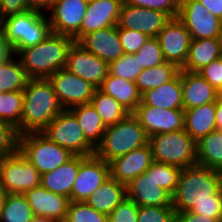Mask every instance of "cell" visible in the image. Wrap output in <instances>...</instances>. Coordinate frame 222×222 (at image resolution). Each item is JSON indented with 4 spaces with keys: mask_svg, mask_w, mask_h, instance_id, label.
<instances>
[{
    "mask_svg": "<svg viewBox=\"0 0 222 222\" xmlns=\"http://www.w3.org/2000/svg\"><path fill=\"white\" fill-rule=\"evenodd\" d=\"M63 110L48 79H29L23 89L20 135L41 132Z\"/></svg>",
    "mask_w": 222,
    "mask_h": 222,
    "instance_id": "1",
    "label": "cell"
},
{
    "mask_svg": "<svg viewBox=\"0 0 222 222\" xmlns=\"http://www.w3.org/2000/svg\"><path fill=\"white\" fill-rule=\"evenodd\" d=\"M221 187L222 172L198 164L183 168L172 195L175 213L189 212L201 202L214 201Z\"/></svg>",
    "mask_w": 222,
    "mask_h": 222,
    "instance_id": "2",
    "label": "cell"
},
{
    "mask_svg": "<svg viewBox=\"0 0 222 222\" xmlns=\"http://www.w3.org/2000/svg\"><path fill=\"white\" fill-rule=\"evenodd\" d=\"M71 36L51 32L42 42L18 50L20 63L30 79H48L66 64L69 48L73 45Z\"/></svg>",
    "mask_w": 222,
    "mask_h": 222,
    "instance_id": "3",
    "label": "cell"
},
{
    "mask_svg": "<svg viewBox=\"0 0 222 222\" xmlns=\"http://www.w3.org/2000/svg\"><path fill=\"white\" fill-rule=\"evenodd\" d=\"M149 137L139 120L130 113L116 124L107 126L95 155L107 163L148 144Z\"/></svg>",
    "mask_w": 222,
    "mask_h": 222,
    "instance_id": "4",
    "label": "cell"
},
{
    "mask_svg": "<svg viewBox=\"0 0 222 222\" xmlns=\"http://www.w3.org/2000/svg\"><path fill=\"white\" fill-rule=\"evenodd\" d=\"M42 12L28 10L1 19L4 41L12 47L13 54L42 42L50 33L49 19Z\"/></svg>",
    "mask_w": 222,
    "mask_h": 222,
    "instance_id": "5",
    "label": "cell"
},
{
    "mask_svg": "<svg viewBox=\"0 0 222 222\" xmlns=\"http://www.w3.org/2000/svg\"><path fill=\"white\" fill-rule=\"evenodd\" d=\"M148 143L154 161L181 169L197 164L196 142L185 129L153 135Z\"/></svg>",
    "mask_w": 222,
    "mask_h": 222,
    "instance_id": "6",
    "label": "cell"
},
{
    "mask_svg": "<svg viewBox=\"0 0 222 222\" xmlns=\"http://www.w3.org/2000/svg\"><path fill=\"white\" fill-rule=\"evenodd\" d=\"M18 150L41 175L56 169L73 156L67 149L52 142L41 132L19 135Z\"/></svg>",
    "mask_w": 222,
    "mask_h": 222,
    "instance_id": "7",
    "label": "cell"
},
{
    "mask_svg": "<svg viewBox=\"0 0 222 222\" xmlns=\"http://www.w3.org/2000/svg\"><path fill=\"white\" fill-rule=\"evenodd\" d=\"M41 133L73 155L87 157L95 154V148L86 140L75 115L69 109L59 113Z\"/></svg>",
    "mask_w": 222,
    "mask_h": 222,
    "instance_id": "8",
    "label": "cell"
},
{
    "mask_svg": "<svg viewBox=\"0 0 222 222\" xmlns=\"http://www.w3.org/2000/svg\"><path fill=\"white\" fill-rule=\"evenodd\" d=\"M39 185L41 174L19 150L0 159V186L8 194H24Z\"/></svg>",
    "mask_w": 222,
    "mask_h": 222,
    "instance_id": "9",
    "label": "cell"
},
{
    "mask_svg": "<svg viewBox=\"0 0 222 222\" xmlns=\"http://www.w3.org/2000/svg\"><path fill=\"white\" fill-rule=\"evenodd\" d=\"M177 18L192 40L220 38L222 20L209 13L198 0H181Z\"/></svg>",
    "mask_w": 222,
    "mask_h": 222,
    "instance_id": "10",
    "label": "cell"
},
{
    "mask_svg": "<svg viewBox=\"0 0 222 222\" xmlns=\"http://www.w3.org/2000/svg\"><path fill=\"white\" fill-rule=\"evenodd\" d=\"M110 177V165L105 160L80 156V167L71 190L70 201L84 202Z\"/></svg>",
    "mask_w": 222,
    "mask_h": 222,
    "instance_id": "11",
    "label": "cell"
},
{
    "mask_svg": "<svg viewBox=\"0 0 222 222\" xmlns=\"http://www.w3.org/2000/svg\"><path fill=\"white\" fill-rule=\"evenodd\" d=\"M48 80L52 83L54 92L63 109H71L75 106L90 103L96 90L88 81L70 73L65 68L57 70Z\"/></svg>",
    "mask_w": 222,
    "mask_h": 222,
    "instance_id": "12",
    "label": "cell"
},
{
    "mask_svg": "<svg viewBox=\"0 0 222 222\" xmlns=\"http://www.w3.org/2000/svg\"><path fill=\"white\" fill-rule=\"evenodd\" d=\"M171 18L164 12L122 3L120 8L118 29H129L157 37L159 32Z\"/></svg>",
    "mask_w": 222,
    "mask_h": 222,
    "instance_id": "13",
    "label": "cell"
},
{
    "mask_svg": "<svg viewBox=\"0 0 222 222\" xmlns=\"http://www.w3.org/2000/svg\"><path fill=\"white\" fill-rule=\"evenodd\" d=\"M166 62L181 69L187 59L192 38L184 24L176 17L171 18L157 35Z\"/></svg>",
    "mask_w": 222,
    "mask_h": 222,
    "instance_id": "14",
    "label": "cell"
},
{
    "mask_svg": "<svg viewBox=\"0 0 222 222\" xmlns=\"http://www.w3.org/2000/svg\"><path fill=\"white\" fill-rule=\"evenodd\" d=\"M109 64L74 42L69 48L65 69L92 84L96 89L109 73Z\"/></svg>",
    "mask_w": 222,
    "mask_h": 222,
    "instance_id": "15",
    "label": "cell"
},
{
    "mask_svg": "<svg viewBox=\"0 0 222 222\" xmlns=\"http://www.w3.org/2000/svg\"><path fill=\"white\" fill-rule=\"evenodd\" d=\"M133 115L139 120L148 137L184 129L183 109H164L140 102Z\"/></svg>",
    "mask_w": 222,
    "mask_h": 222,
    "instance_id": "16",
    "label": "cell"
},
{
    "mask_svg": "<svg viewBox=\"0 0 222 222\" xmlns=\"http://www.w3.org/2000/svg\"><path fill=\"white\" fill-rule=\"evenodd\" d=\"M127 198L138 206H173L172 195L154 180V161L126 185Z\"/></svg>",
    "mask_w": 222,
    "mask_h": 222,
    "instance_id": "17",
    "label": "cell"
},
{
    "mask_svg": "<svg viewBox=\"0 0 222 222\" xmlns=\"http://www.w3.org/2000/svg\"><path fill=\"white\" fill-rule=\"evenodd\" d=\"M123 0H92L88 3L80 30L73 36L78 43L85 35L116 26Z\"/></svg>",
    "mask_w": 222,
    "mask_h": 222,
    "instance_id": "18",
    "label": "cell"
},
{
    "mask_svg": "<svg viewBox=\"0 0 222 222\" xmlns=\"http://www.w3.org/2000/svg\"><path fill=\"white\" fill-rule=\"evenodd\" d=\"M88 3L86 0H56L49 16L51 32L73 37L80 30Z\"/></svg>",
    "mask_w": 222,
    "mask_h": 222,
    "instance_id": "19",
    "label": "cell"
},
{
    "mask_svg": "<svg viewBox=\"0 0 222 222\" xmlns=\"http://www.w3.org/2000/svg\"><path fill=\"white\" fill-rule=\"evenodd\" d=\"M151 147L145 144L129 153L112 160L110 176L116 181L127 185L134 178L143 174L153 163Z\"/></svg>",
    "mask_w": 222,
    "mask_h": 222,
    "instance_id": "20",
    "label": "cell"
},
{
    "mask_svg": "<svg viewBox=\"0 0 222 222\" xmlns=\"http://www.w3.org/2000/svg\"><path fill=\"white\" fill-rule=\"evenodd\" d=\"M35 217L64 222L70 199L44 188L42 185L24 193Z\"/></svg>",
    "mask_w": 222,
    "mask_h": 222,
    "instance_id": "21",
    "label": "cell"
},
{
    "mask_svg": "<svg viewBox=\"0 0 222 222\" xmlns=\"http://www.w3.org/2000/svg\"><path fill=\"white\" fill-rule=\"evenodd\" d=\"M78 44L108 64L125 54L117 25L85 35Z\"/></svg>",
    "mask_w": 222,
    "mask_h": 222,
    "instance_id": "22",
    "label": "cell"
},
{
    "mask_svg": "<svg viewBox=\"0 0 222 222\" xmlns=\"http://www.w3.org/2000/svg\"><path fill=\"white\" fill-rule=\"evenodd\" d=\"M183 109L216 102L221 94L198 72L181 70Z\"/></svg>",
    "mask_w": 222,
    "mask_h": 222,
    "instance_id": "23",
    "label": "cell"
},
{
    "mask_svg": "<svg viewBox=\"0 0 222 222\" xmlns=\"http://www.w3.org/2000/svg\"><path fill=\"white\" fill-rule=\"evenodd\" d=\"M80 167V155H73L56 169L41 175V185L47 190L70 199L74 180Z\"/></svg>",
    "mask_w": 222,
    "mask_h": 222,
    "instance_id": "24",
    "label": "cell"
},
{
    "mask_svg": "<svg viewBox=\"0 0 222 222\" xmlns=\"http://www.w3.org/2000/svg\"><path fill=\"white\" fill-rule=\"evenodd\" d=\"M141 102L152 107L183 109L181 70L171 81L143 93Z\"/></svg>",
    "mask_w": 222,
    "mask_h": 222,
    "instance_id": "25",
    "label": "cell"
},
{
    "mask_svg": "<svg viewBox=\"0 0 222 222\" xmlns=\"http://www.w3.org/2000/svg\"><path fill=\"white\" fill-rule=\"evenodd\" d=\"M183 110L184 129L195 142L217 130L215 102Z\"/></svg>",
    "mask_w": 222,
    "mask_h": 222,
    "instance_id": "26",
    "label": "cell"
},
{
    "mask_svg": "<svg viewBox=\"0 0 222 222\" xmlns=\"http://www.w3.org/2000/svg\"><path fill=\"white\" fill-rule=\"evenodd\" d=\"M221 56L222 44L220 38L192 40L186 62L180 70L198 72Z\"/></svg>",
    "mask_w": 222,
    "mask_h": 222,
    "instance_id": "27",
    "label": "cell"
},
{
    "mask_svg": "<svg viewBox=\"0 0 222 222\" xmlns=\"http://www.w3.org/2000/svg\"><path fill=\"white\" fill-rule=\"evenodd\" d=\"M126 197V185L110 176L84 202L98 212L108 216Z\"/></svg>",
    "mask_w": 222,
    "mask_h": 222,
    "instance_id": "28",
    "label": "cell"
},
{
    "mask_svg": "<svg viewBox=\"0 0 222 222\" xmlns=\"http://www.w3.org/2000/svg\"><path fill=\"white\" fill-rule=\"evenodd\" d=\"M98 89L113 97L130 113H133L141 102V94L134 81L125 80L109 73Z\"/></svg>",
    "mask_w": 222,
    "mask_h": 222,
    "instance_id": "29",
    "label": "cell"
},
{
    "mask_svg": "<svg viewBox=\"0 0 222 222\" xmlns=\"http://www.w3.org/2000/svg\"><path fill=\"white\" fill-rule=\"evenodd\" d=\"M76 117L86 140L96 148L102 141L106 126L91 103L69 109Z\"/></svg>",
    "mask_w": 222,
    "mask_h": 222,
    "instance_id": "30",
    "label": "cell"
},
{
    "mask_svg": "<svg viewBox=\"0 0 222 222\" xmlns=\"http://www.w3.org/2000/svg\"><path fill=\"white\" fill-rule=\"evenodd\" d=\"M197 164L222 172V131L215 130L196 142Z\"/></svg>",
    "mask_w": 222,
    "mask_h": 222,
    "instance_id": "31",
    "label": "cell"
},
{
    "mask_svg": "<svg viewBox=\"0 0 222 222\" xmlns=\"http://www.w3.org/2000/svg\"><path fill=\"white\" fill-rule=\"evenodd\" d=\"M179 71L180 69L175 64L165 61L155 67L143 69L138 75L135 84L142 95L147 90L171 81Z\"/></svg>",
    "mask_w": 222,
    "mask_h": 222,
    "instance_id": "32",
    "label": "cell"
},
{
    "mask_svg": "<svg viewBox=\"0 0 222 222\" xmlns=\"http://www.w3.org/2000/svg\"><path fill=\"white\" fill-rule=\"evenodd\" d=\"M90 103L101 116L106 127L116 124L130 114L117 100L99 89L95 90Z\"/></svg>",
    "mask_w": 222,
    "mask_h": 222,
    "instance_id": "33",
    "label": "cell"
},
{
    "mask_svg": "<svg viewBox=\"0 0 222 222\" xmlns=\"http://www.w3.org/2000/svg\"><path fill=\"white\" fill-rule=\"evenodd\" d=\"M35 218L24 194H8L0 213V222H33Z\"/></svg>",
    "mask_w": 222,
    "mask_h": 222,
    "instance_id": "34",
    "label": "cell"
},
{
    "mask_svg": "<svg viewBox=\"0 0 222 222\" xmlns=\"http://www.w3.org/2000/svg\"><path fill=\"white\" fill-rule=\"evenodd\" d=\"M11 57L7 62L0 65V91H20L26 87L30 79L20 61H14Z\"/></svg>",
    "mask_w": 222,
    "mask_h": 222,
    "instance_id": "35",
    "label": "cell"
},
{
    "mask_svg": "<svg viewBox=\"0 0 222 222\" xmlns=\"http://www.w3.org/2000/svg\"><path fill=\"white\" fill-rule=\"evenodd\" d=\"M23 90L0 94V121L13 125L20 135Z\"/></svg>",
    "mask_w": 222,
    "mask_h": 222,
    "instance_id": "36",
    "label": "cell"
},
{
    "mask_svg": "<svg viewBox=\"0 0 222 222\" xmlns=\"http://www.w3.org/2000/svg\"><path fill=\"white\" fill-rule=\"evenodd\" d=\"M142 70L143 67L140 66L136 54H124L117 60L111 61L108 67L109 74L134 82Z\"/></svg>",
    "mask_w": 222,
    "mask_h": 222,
    "instance_id": "37",
    "label": "cell"
},
{
    "mask_svg": "<svg viewBox=\"0 0 222 222\" xmlns=\"http://www.w3.org/2000/svg\"><path fill=\"white\" fill-rule=\"evenodd\" d=\"M64 222H108V216L85 202L70 201Z\"/></svg>",
    "mask_w": 222,
    "mask_h": 222,
    "instance_id": "38",
    "label": "cell"
},
{
    "mask_svg": "<svg viewBox=\"0 0 222 222\" xmlns=\"http://www.w3.org/2000/svg\"><path fill=\"white\" fill-rule=\"evenodd\" d=\"M181 168L154 161V180L171 195L175 193Z\"/></svg>",
    "mask_w": 222,
    "mask_h": 222,
    "instance_id": "39",
    "label": "cell"
},
{
    "mask_svg": "<svg viewBox=\"0 0 222 222\" xmlns=\"http://www.w3.org/2000/svg\"><path fill=\"white\" fill-rule=\"evenodd\" d=\"M136 55L143 69L152 68L165 62L157 37H150Z\"/></svg>",
    "mask_w": 222,
    "mask_h": 222,
    "instance_id": "40",
    "label": "cell"
},
{
    "mask_svg": "<svg viewBox=\"0 0 222 222\" xmlns=\"http://www.w3.org/2000/svg\"><path fill=\"white\" fill-rule=\"evenodd\" d=\"M173 206H139L137 222H175Z\"/></svg>",
    "mask_w": 222,
    "mask_h": 222,
    "instance_id": "41",
    "label": "cell"
},
{
    "mask_svg": "<svg viewBox=\"0 0 222 222\" xmlns=\"http://www.w3.org/2000/svg\"><path fill=\"white\" fill-rule=\"evenodd\" d=\"M18 147L19 133L17 129L9 123L0 121V159L16 153Z\"/></svg>",
    "mask_w": 222,
    "mask_h": 222,
    "instance_id": "42",
    "label": "cell"
},
{
    "mask_svg": "<svg viewBox=\"0 0 222 222\" xmlns=\"http://www.w3.org/2000/svg\"><path fill=\"white\" fill-rule=\"evenodd\" d=\"M124 3L166 13L170 18L178 16L181 0H123Z\"/></svg>",
    "mask_w": 222,
    "mask_h": 222,
    "instance_id": "43",
    "label": "cell"
},
{
    "mask_svg": "<svg viewBox=\"0 0 222 222\" xmlns=\"http://www.w3.org/2000/svg\"><path fill=\"white\" fill-rule=\"evenodd\" d=\"M120 42L125 54H136L150 38L147 34L129 29H118Z\"/></svg>",
    "mask_w": 222,
    "mask_h": 222,
    "instance_id": "44",
    "label": "cell"
},
{
    "mask_svg": "<svg viewBox=\"0 0 222 222\" xmlns=\"http://www.w3.org/2000/svg\"><path fill=\"white\" fill-rule=\"evenodd\" d=\"M138 205L127 197L108 215V222H137Z\"/></svg>",
    "mask_w": 222,
    "mask_h": 222,
    "instance_id": "45",
    "label": "cell"
},
{
    "mask_svg": "<svg viewBox=\"0 0 222 222\" xmlns=\"http://www.w3.org/2000/svg\"><path fill=\"white\" fill-rule=\"evenodd\" d=\"M209 218H222V187L214 194V201H204L191 211Z\"/></svg>",
    "mask_w": 222,
    "mask_h": 222,
    "instance_id": "46",
    "label": "cell"
},
{
    "mask_svg": "<svg viewBox=\"0 0 222 222\" xmlns=\"http://www.w3.org/2000/svg\"><path fill=\"white\" fill-rule=\"evenodd\" d=\"M198 73L222 94V56L203 67Z\"/></svg>",
    "mask_w": 222,
    "mask_h": 222,
    "instance_id": "47",
    "label": "cell"
},
{
    "mask_svg": "<svg viewBox=\"0 0 222 222\" xmlns=\"http://www.w3.org/2000/svg\"><path fill=\"white\" fill-rule=\"evenodd\" d=\"M28 11L27 0H0V18Z\"/></svg>",
    "mask_w": 222,
    "mask_h": 222,
    "instance_id": "48",
    "label": "cell"
},
{
    "mask_svg": "<svg viewBox=\"0 0 222 222\" xmlns=\"http://www.w3.org/2000/svg\"><path fill=\"white\" fill-rule=\"evenodd\" d=\"M222 218H209L194 212H182L175 214V222H221Z\"/></svg>",
    "mask_w": 222,
    "mask_h": 222,
    "instance_id": "49",
    "label": "cell"
},
{
    "mask_svg": "<svg viewBox=\"0 0 222 222\" xmlns=\"http://www.w3.org/2000/svg\"><path fill=\"white\" fill-rule=\"evenodd\" d=\"M209 13L222 20V0H198Z\"/></svg>",
    "mask_w": 222,
    "mask_h": 222,
    "instance_id": "50",
    "label": "cell"
},
{
    "mask_svg": "<svg viewBox=\"0 0 222 222\" xmlns=\"http://www.w3.org/2000/svg\"><path fill=\"white\" fill-rule=\"evenodd\" d=\"M56 0H27L28 10L41 12L42 8L51 9Z\"/></svg>",
    "mask_w": 222,
    "mask_h": 222,
    "instance_id": "51",
    "label": "cell"
},
{
    "mask_svg": "<svg viewBox=\"0 0 222 222\" xmlns=\"http://www.w3.org/2000/svg\"><path fill=\"white\" fill-rule=\"evenodd\" d=\"M12 53V47L4 41L3 34L0 32V65L7 62L12 57Z\"/></svg>",
    "mask_w": 222,
    "mask_h": 222,
    "instance_id": "52",
    "label": "cell"
},
{
    "mask_svg": "<svg viewBox=\"0 0 222 222\" xmlns=\"http://www.w3.org/2000/svg\"><path fill=\"white\" fill-rule=\"evenodd\" d=\"M215 109L216 129L222 131V94L216 99Z\"/></svg>",
    "mask_w": 222,
    "mask_h": 222,
    "instance_id": "53",
    "label": "cell"
},
{
    "mask_svg": "<svg viewBox=\"0 0 222 222\" xmlns=\"http://www.w3.org/2000/svg\"><path fill=\"white\" fill-rule=\"evenodd\" d=\"M7 195L8 193L0 186V213L4 207Z\"/></svg>",
    "mask_w": 222,
    "mask_h": 222,
    "instance_id": "54",
    "label": "cell"
},
{
    "mask_svg": "<svg viewBox=\"0 0 222 222\" xmlns=\"http://www.w3.org/2000/svg\"><path fill=\"white\" fill-rule=\"evenodd\" d=\"M33 222H57V221H54V220L48 219V218H43V217H35L33 219Z\"/></svg>",
    "mask_w": 222,
    "mask_h": 222,
    "instance_id": "55",
    "label": "cell"
},
{
    "mask_svg": "<svg viewBox=\"0 0 222 222\" xmlns=\"http://www.w3.org/2000/svg\"><path fill=\"white\" fill-rule=\"evenodd\" d=\"M220 40H221V44H222V27H221Z\"/></svg>",
    "mask_w": 222,
    "mask_h": 222,
    "instance_id": "56",
    "label": "cell"
}]
</instances>
